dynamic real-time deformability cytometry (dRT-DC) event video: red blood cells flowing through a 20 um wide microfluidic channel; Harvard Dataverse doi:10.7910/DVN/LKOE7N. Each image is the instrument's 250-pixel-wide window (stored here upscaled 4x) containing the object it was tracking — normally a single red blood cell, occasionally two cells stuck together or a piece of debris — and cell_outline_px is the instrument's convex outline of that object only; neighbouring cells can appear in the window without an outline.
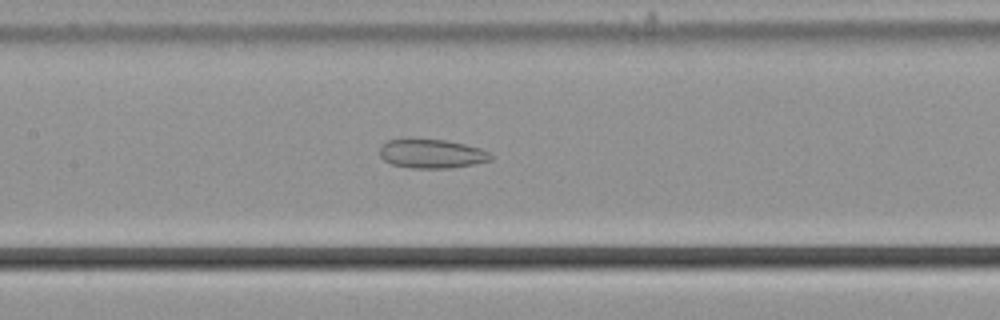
{"species": "common noctule bat (a hibernating species)", "species_latin": "Nyctalus noctula", "temperature_condition": "cold", "stored_images_in_passage": 55, "camera_frame_rate_fps": 3000, "um_per_image_px": 0.085, "animal": {"sex": "male", "body_mass_g": 21.5, "forearm_length_mm": 52.0}, "frame": {"image": 1, "passage_image": 26, "time_ms": 8.333, "image_size_px": [1000, 320], "cell_outline_px": [[492, 160], [452, 168], [412, 168], [392, 164], [384, 160], [380, 156], [380, 144], [388, 140], [408, 136], [444, 140], [464, 144], [480, 148], [488, 152], [492, 156]], "centroid_in_image_um": [36.62, 13.02], "position_along_channel_um": 170.8, "area_um2": 19.31}}
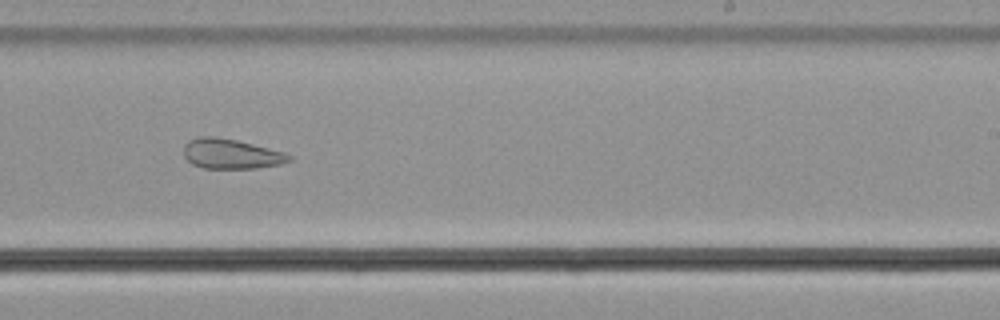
{"frame": {"image": 2, "passage_image": 34, "time_ms": 11.0, "image_size_px": [1000, 320], "cell_outline_px": [[292, 160], [280, 164], [256, 168], [204, 168], [192, 164], [184, 156], [184, 144], [188, 140], [200, 136], [216, 136], [236, 140], [284, 152], [292, 156]], "centroid_in_image_um": [19.62, 13.07], "position_along_channel_um": 269.4, "area_um2": 18.32}}
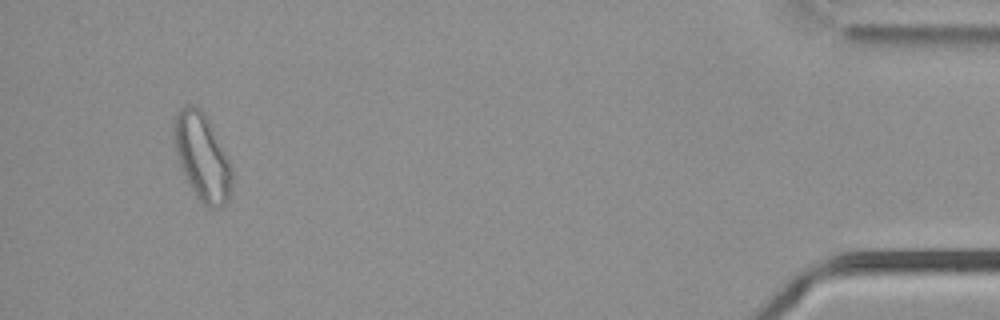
{"frame": {"image": 3, "passage_image": 52, "time_ms": 17.0, "image_size_px": [1000, 320], "cell_outline_px": [[232, 184], [228, 200], [224, 204], [216, 208], [208, 208], [196, 196], [180, 164], [176, 152], [172, 132], [172, 128], [176, 116], [180, 108], [188, 104], [192, 104], [200, 108], [204, 112], [232, 168]], "centroid_in_image_um": [17.17, 13.33], "position_along_channel_um": 418.0, "area_um2": 28.78}, "authors_computed_cell_mechanics": {"area_um2": 25.3742, "velocity_mm_per_s": 3.7117, "shape_relaxation_time_tau1_ms": null, "shape_relaxation_time_tau2_ms": 3.8261, "deformation_change_tau1": null, "deformation_change_tau2": 0.1136}}